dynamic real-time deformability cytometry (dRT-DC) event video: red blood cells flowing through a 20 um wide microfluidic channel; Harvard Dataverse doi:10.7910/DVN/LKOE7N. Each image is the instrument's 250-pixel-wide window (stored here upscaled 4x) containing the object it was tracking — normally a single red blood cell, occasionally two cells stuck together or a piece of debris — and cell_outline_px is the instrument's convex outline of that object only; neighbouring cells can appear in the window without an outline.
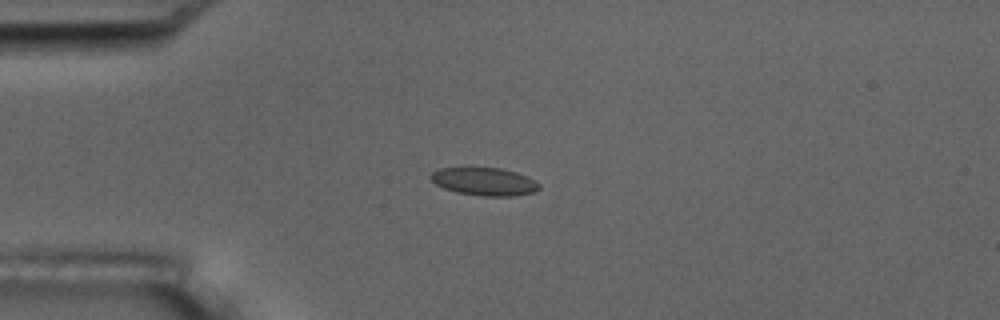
{"species": "common noctule bat (a hibernating species)", "species_latin": "Nyctalus noctula", "temperature_condition": "room temperature", "stored_images_in_passage": 6, "camera_frame_rate_fps": 3000, "um_per_image_px": 0.085, "animal": {"sex": "male", "body_mass_g": 17.5, "forearm_length_mm": 52.3}, "frame": {"image": 1, "passage_image": 5, "time_ms": 4.667, "image_size_px": [1000, 320], "cell_outline_px": [[540, 188], [536, 192], [512, 196], [484, 196], [456, 192], [444, 188], [436, 184], [428, 176], [432, 172], [440, 168], [500, 168], [516, 172], [528, 176], [540, 184]], "centroid_in_image_um": [41.19, 15.43], "position_along_channel_um": 43.8, "area_um2": 17.63}}